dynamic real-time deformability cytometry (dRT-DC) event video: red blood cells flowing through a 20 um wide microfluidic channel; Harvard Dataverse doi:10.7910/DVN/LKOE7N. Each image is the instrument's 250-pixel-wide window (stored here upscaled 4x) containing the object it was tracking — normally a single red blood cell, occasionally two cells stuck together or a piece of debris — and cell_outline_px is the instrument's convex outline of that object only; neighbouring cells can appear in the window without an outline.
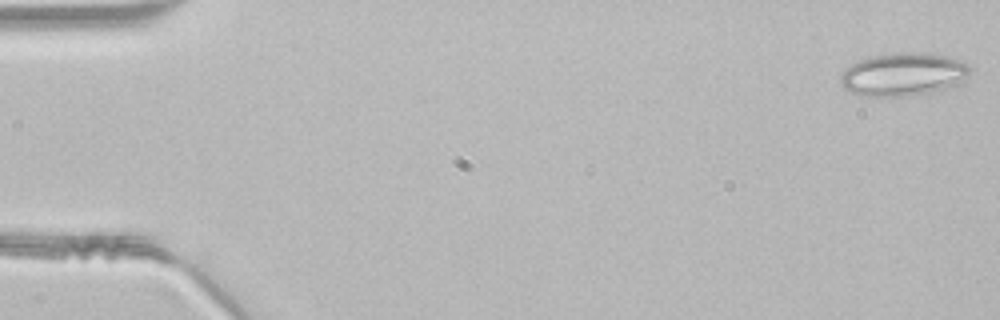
{"species": "common noctule bat (a hibernating species)", "species_latin": "Nyctalus noctula", "temperature_condition": "room temperature", "stored_images_in_passage": 48, "camera_frame_rate_fps": 3000, "um_per_image_px": 0.085, "animal": {"sex": "male", "body_mass_g": 21.5, "forearm_length_mm": 52.0}, "frame": {"image": 1, "passage_image": 1, "time_ms": 0.0, "image_size_px": [1000, 320], "cell_outline_px": [[972, 68], [964, 84], [932, 92], [904, 96], [860, 96], [844, 88], [840, 84], [840, 76], [852, 64], [860, 60], [872, 56], [900, 52], [920, 52], [948, 56], [964, 60]], "centroid_in_image_um": [76.87, 6.32], "position_along_channel_um": 8.1, "area_um2": 32.95}}
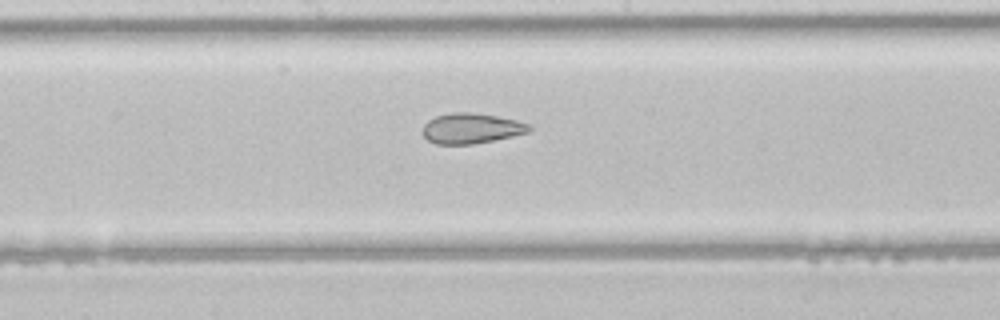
{"frame": {"image": 2, "passage_image": 25, "time_ms": 8.0, "image_size_px": [1000, 320], "cell_outline_px": [[532, 128], [528, 132], [512, 136], [472, 144], [436, 144], [428, 140], [420, 132], [424, 124], [428, 120], [436, 116], [452, 112], [472, 112], [496, 116], [516, 120], [528, 124]], "centroid_in_image_um": [40.01, 10.9], "position_along_channel_um": 208.2, "area_um2": 18.79}}
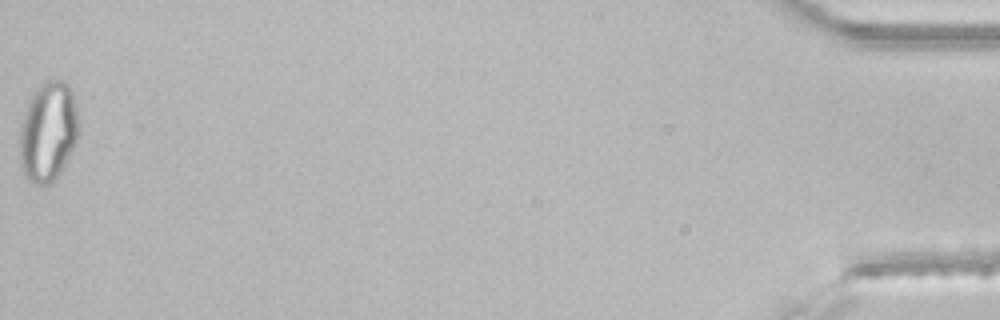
{"frame": {"image": 3, "passage_image": 48, "time_ms": 15.667, "image_size_px": [1000, 320], "cell_outline_px": [[76, 144], [60, 172], [52, 184], [32, 184], [28, 180], [20, 164], [20, 132], [24, 116], [28, 104], [36, 88], [40, 84], [48, 80], [64, 80], [68, 84], [72, 92], [76, 108]], "centroid_in_image_um": [4.08, 11.21], "position_along_channel_um": 431.1, "area_um2": 33.76}}